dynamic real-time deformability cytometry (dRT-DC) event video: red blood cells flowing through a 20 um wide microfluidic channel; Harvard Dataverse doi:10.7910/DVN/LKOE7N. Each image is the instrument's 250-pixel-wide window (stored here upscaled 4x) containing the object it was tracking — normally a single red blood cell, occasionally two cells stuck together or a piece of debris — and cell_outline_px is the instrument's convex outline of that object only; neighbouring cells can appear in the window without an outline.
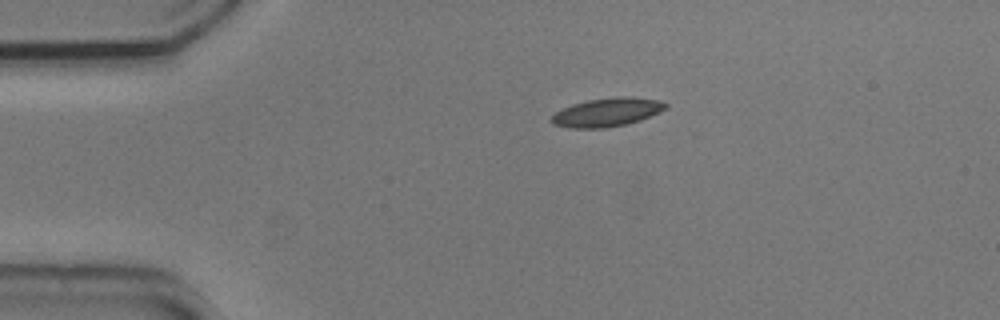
{"species": "common noctule bat (a hibernating species)", "species_latin": "Nyctalus noctula", "temperature_condition": "cold", "stored_images_in_passage": 14, "camera_frame_rate_fps": 3000, "um_per_image_px": 0.085, "animal": {"sex": "male", "body_mass_g": 20.5, "forearm_length_mm": 52.5}, "frame": {"image": 1, "passage_image": 1, "time_ms": 0.0, "image_size_px": [1000, 320], "cell_outline_px": [[668, 108], [660, 112], [640, 120], [624, 124], [604, 128], [568, 128], [552, 124], [552, 116], [556, 112], [572, 104], [588, 100], [616, 96], [628, 96], [660, 100], [668, 104]], "centroid_in_image_um": [51.63, 9.53], "position_along_channel_um": 33.4, "area_um2": 19.02}}